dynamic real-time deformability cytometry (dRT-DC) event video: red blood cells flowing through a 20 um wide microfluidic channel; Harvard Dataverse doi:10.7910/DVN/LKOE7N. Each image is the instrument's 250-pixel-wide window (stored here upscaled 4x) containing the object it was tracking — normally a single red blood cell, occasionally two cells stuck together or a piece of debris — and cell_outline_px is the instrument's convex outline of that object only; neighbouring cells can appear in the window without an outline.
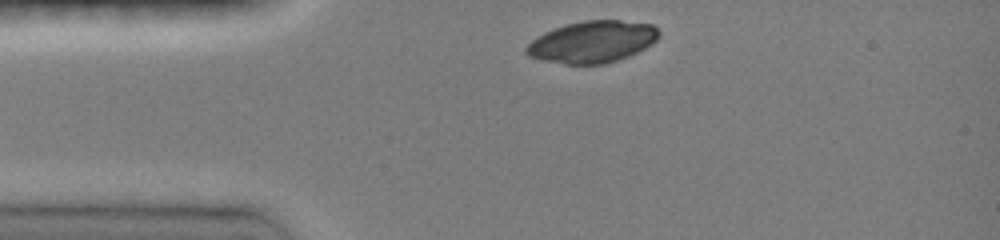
{"species": "common noctule bat (a hibernating species)", "species_latin": "Nyctalus noctula", "temperature_condition": "room temperature", "stored_images_in_passage": 16, "camera_frame_rate_fps": 3000, "um_per_image_px": 0.085, "animal": {"sex": "female", "body_mass_g": 19.0, "forearm_length_mm": 51.5}, "frame": {"image": 1, "passage_image": 1, "time_ms": 0.0, "image_size_px": [1000, 240], "cell_outline_px": [[660, 36], [652, 44], [628, 56], [604, 64], [564, 64], [544, 60], [528, 56], [524, 52], [524, 48], [536, 36], [544, 32], [568, 24], [584, 20], [620, 20], [652, 24], [660, 32]], "centroid_in_image_um": [50.34, 3.55], "position_along_channel_um": 34.7, "area_um2": 32.19}}
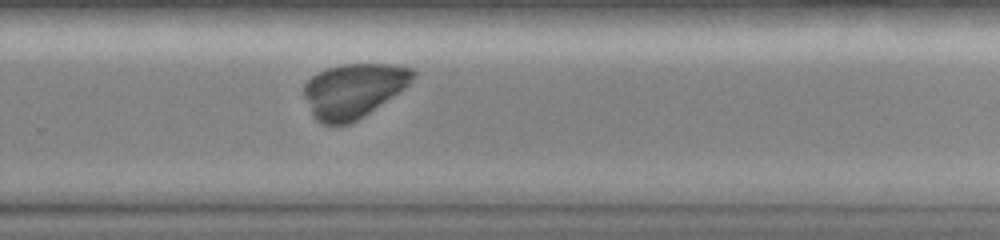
{"frame": {"image": 2, "passage_image": 16, "time_ms": 7.333, "image_size_px": [1000, 240], "cell_outline_px": [[416, 76], [404, 88], [364, 116], [348, 124], [320, 124], [312, 116], [304, 96], [304, 84], [316, 72], [340, 64], [396, 64], [412, 68], [416, 72]], "centroid_in_image_um": [30.03, 7.68], "position_along_channel_um": 299.8, "area_um2": 34.51}}